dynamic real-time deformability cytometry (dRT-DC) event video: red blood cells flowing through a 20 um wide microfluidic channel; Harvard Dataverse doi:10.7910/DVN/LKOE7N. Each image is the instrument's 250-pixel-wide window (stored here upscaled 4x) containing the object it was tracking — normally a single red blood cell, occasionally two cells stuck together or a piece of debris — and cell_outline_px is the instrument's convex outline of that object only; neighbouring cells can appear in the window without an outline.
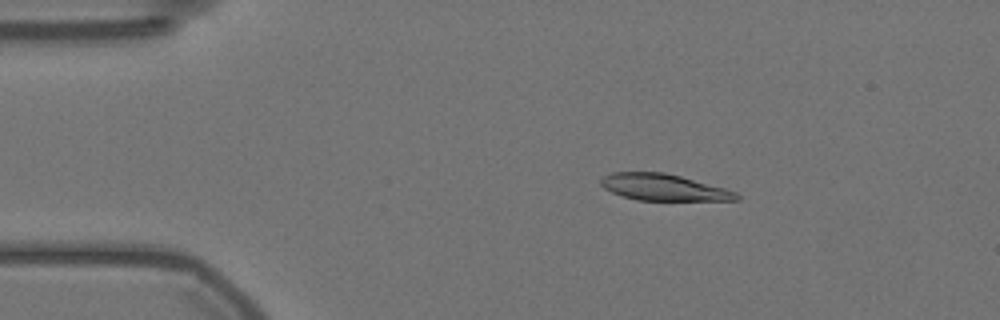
{"species": "Egyptian fruit bat (a non-hibernating species)", "species_latin": "Rousettus aegyptiacus", "temperature_condition": "warm", "stored_images_in_passage": 57, "camera_frame_rate_fps": 3000, "um_per_image_px": 0.085, "animal": {"sex": "female"}, "frame": {"image": 1, "passage_image": 10, "time_ms": 3.0, "image_size_px": [1000, 320], "cell_outline_px": [[740, 200], [636, 200], [620, 196], [604, 188], [600, 184], [600, 180], [604, 176], [612, 172], [664, 172], [680, 176], [724, 188], [736, 192], [740, 196]], "centroid_in_image_um": [56.37, 15.92], "position_along_channel_um": 28.6, "area_um2": 20.87}}
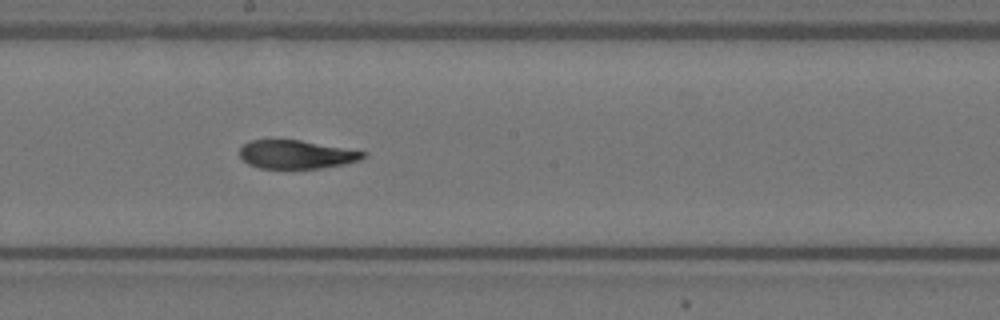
{"frame": {"image": 2, "passage_image": 31, "time_ms": 10.0, "image_size_px": [1000, 320], "cell_outline_px": [[368, 156], [360, 160], [344, 164], [320, 168], [260, 168], [248, 164], [240, 156], [240, 148], [244, 144], [252, 140], [300, 140], [368, 152]], "centroid_in_image_um": [25.23, 13.13], "position_along_channel_um": 223.0, "area_um2": 20.4}}
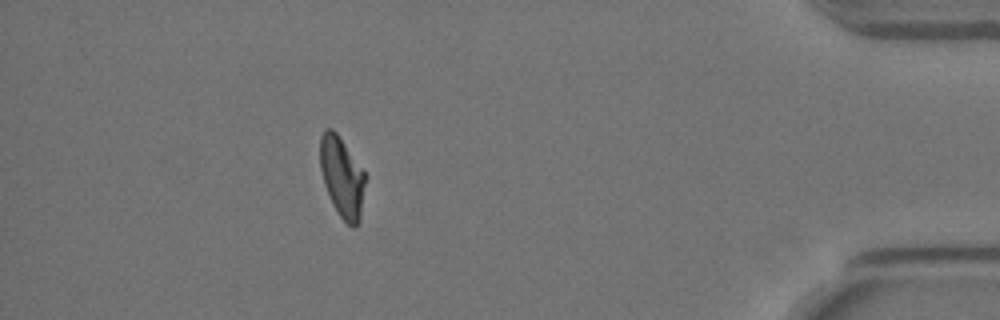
{"frame": {"image": 3, "passage_image": 51, "time_ms": 16.667, "image_size_px": [1000, 320], "cell_outline_px": [[364, 184], [360, 220], [356, 228], [352, 228], [340, 216], [332, 204], [324, 184], [320, 168], [320, 136], [324, 128], [332, 128], [336, 132], [364, 172]], "centroid_in_image_um": [29.04, 15.06], "position_along_channel_um": 406.2, "area_um2": 20.87}, "authors_computed_cell_mechanics": {"area_um2": 22.0218, "velocity_mm_per_s": 3.5305, "shape_relaxation_time_tau1_ms": null, "shape_relaxation_time_tau2_ms": 2.2576, "deformation_change_tau1": null, "deformation_change_tau2": 0.0753}}